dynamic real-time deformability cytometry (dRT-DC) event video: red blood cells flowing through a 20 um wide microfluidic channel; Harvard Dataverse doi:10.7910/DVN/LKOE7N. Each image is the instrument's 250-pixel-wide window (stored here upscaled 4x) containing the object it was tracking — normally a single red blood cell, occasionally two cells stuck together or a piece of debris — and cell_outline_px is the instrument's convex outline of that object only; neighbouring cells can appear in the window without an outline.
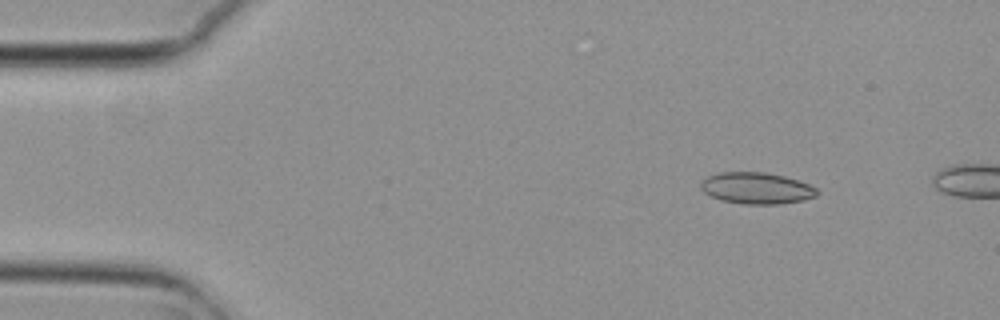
{"species": "common noctule bat (a hibernating species)", "species_latin": "Nyctalus noctula", "temperature_condition": "cold", "stored_images_in_passage": 4, "camera_frame_rate_fps": 3000, "um_per_image_px": 0.085, "animal": {"sex": "female", "body_mass_g": 29.2, "forearm_length_mm": 56.3}, "frame": {"image": 1, "passage_image": 2, "time_ms": 0.333, "image_size_px": [1000, 320], "cell_outline_px": [[820, 192], [816, 196], [804, 200], [780, 204], [740, 204], [720, 200], [704, 192], [700, 188], [700, 184], [708, 176], [720, 172], [764, 172], [784, 176], [808, 184], [816, 188]], "centroid_in_image_um": [64.31, 16.0], "position_along_channel_um": 20.7, "area_um2": 21.33}}